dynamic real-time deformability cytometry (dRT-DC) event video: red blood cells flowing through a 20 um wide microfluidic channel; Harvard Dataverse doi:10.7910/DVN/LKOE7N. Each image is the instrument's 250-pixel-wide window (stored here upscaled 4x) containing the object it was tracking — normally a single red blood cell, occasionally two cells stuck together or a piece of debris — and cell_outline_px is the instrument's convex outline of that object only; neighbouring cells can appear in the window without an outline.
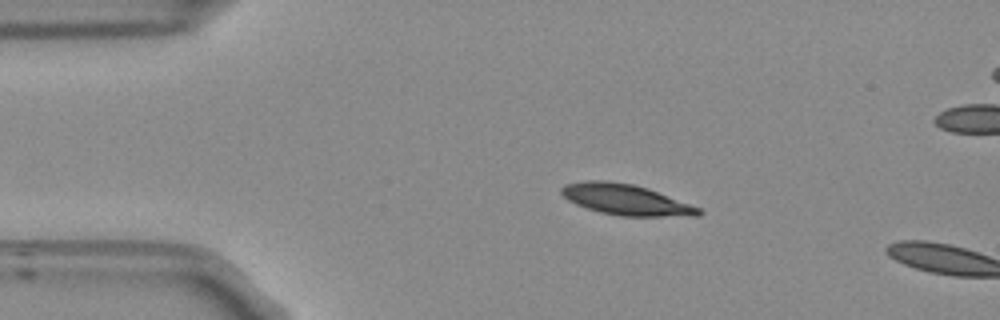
{"species": "Egyptian fruit bat (a non-hibernating species)", "species_latin": "Rousettus aegyptiacus", "temperature_condition": "room temperature", "stored_images_in_passage": 5, "camera_frame_rate_fps": 3000, "um_per_image_px": 0.085, "frame": {"image": 1, "passage_image": 1, "time_ms": 0.0, "image_size_px": [1000, 320], "cell_outline_px": [[704, 212], [696, 216], [620, 216], [600, 212], [576, 204], [568, 200], [560, 192], [560, 188], [564, 184], [584, 180], [604, 180], [632, 184], [648, 188], [700, 208]], "centroid_in_image_um": [53.17, 16.96], "position_along_channel_um": 31.8, "area_um2": 24.51}}